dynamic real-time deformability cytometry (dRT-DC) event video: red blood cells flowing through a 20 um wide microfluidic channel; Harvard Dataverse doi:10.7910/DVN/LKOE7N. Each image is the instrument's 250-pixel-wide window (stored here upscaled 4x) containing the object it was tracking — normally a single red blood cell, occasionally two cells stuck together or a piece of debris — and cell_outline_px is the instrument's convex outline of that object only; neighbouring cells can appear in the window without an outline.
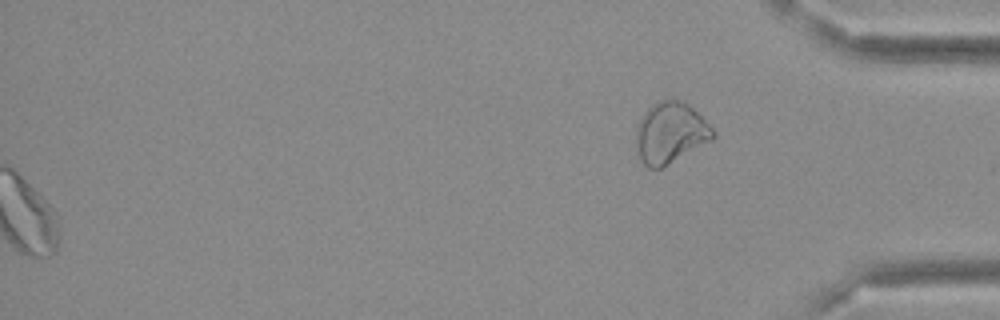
{"species": "Egyptian fruit bat (a non-hibernating species)", "species_latin": "Rousettus aegyptiacus", "temperature_condition": "cold", "stored_images_in_passage": 46, "segment_of_instrument_passage": [2, 2], "camera_frame_rate_fps": 3000, "um_per_image_px": 0.085, "frame": {"image": 1, "passage_image": 46, "time_ms": 15.0, "image_size_px": [1000, 320], "cell_outline_px": [[716, 136], [712, 140], [660, 168], [648, 168], [636, 156], [636, 128], [644, 112], [652, 104], [660, 100], [680, 100], [688, 104], [716, 132]], "centroid_in_image_um": [56.95, 11.3], "position_along_channel_um": 378.3, "area_um2": 27.17}}